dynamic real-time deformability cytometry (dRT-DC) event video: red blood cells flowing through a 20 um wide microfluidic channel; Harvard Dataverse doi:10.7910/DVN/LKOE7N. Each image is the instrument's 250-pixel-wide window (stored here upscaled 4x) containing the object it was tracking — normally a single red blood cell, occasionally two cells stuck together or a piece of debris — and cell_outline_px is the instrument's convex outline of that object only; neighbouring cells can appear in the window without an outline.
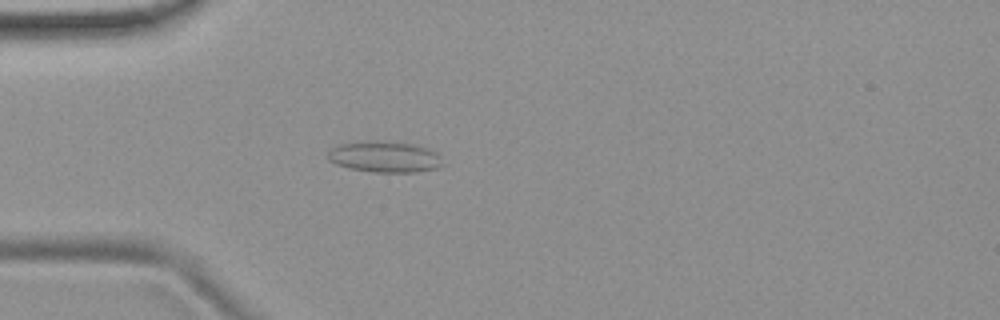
{"species": "common noctule bat (a hibernating species)", "species_latin": "Nyctalus noctula", "temperature_condition": "room temperature", "stored_images_in_passage": 49, "camera_frame_rate_fps": 3000, "um_per_image_px": 0.085, "animal": {"sex": "female", "body_mass_g": 19.9}, "frame": {"image": 1, "passage_image": 11, "time_ms": 3.333, "image_size_px": [1000, 320], "cell_outline_px": [[444, 164], [436, 168], [416, 172], [372, 172], [348, 168], [336, 164], [328, 160], [328, 152], [332, 148], [340, 144], [376, 140], [380, 140], [412, 144], [428, 148], [436, 152], [440, 156]], "centroid_in_image_um": [32.7, 13.33], "position_along_channel_um": 52.3, "area_um2": 20.87}}
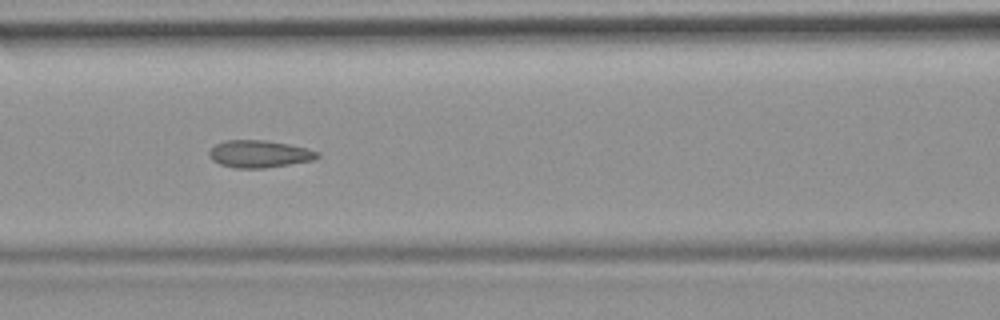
{"frame": {"image": 2, "passage_image": 19, "time_ms": 6.0, "image_size_px": [1000, 320], "cell_outline_px": [[320, 156], [316, 160], [264, 168], [236, 168], [220, 164], [212, 160], [208, 156], [208, 152], [216, 144], [224, 140], [264, 140], [288, 144], [308, 148], [320, 152]], "centroid_in_image_um": [22.07, 13.08], "position_along_channel_um": 144.5, "area_um2": 17.34}}
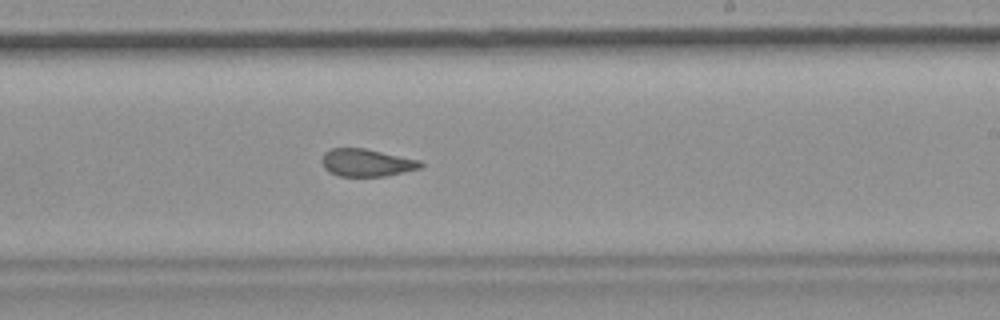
{"frame": {"image": 3, "passage_image": 28, "time_ms": 9.0, "image_size_px": [1000, 320], "cell_outline_px": [[424, 168], [384, 176], [340, 176], [328, 172], [324, 168], [320, 160], [324, 152], [332, 148], [364, 148], [420, 160], [424, 164]], "centroid_in_image_um": [31.16, 13.83], "position_along_channel_um": 257.8, "area_um2": 16.01}, "authors_computed_cell_mechanics": {"area_um2": 17.2244, "velocity_mm_per_s": 3.8002, "shape_relaxation_time_tau1_ms": null, "shape_relaxation_time_tau2_ms": 1.6934, "deformation_change_tau1": null, "deformation_change_tau2": 0.074}}